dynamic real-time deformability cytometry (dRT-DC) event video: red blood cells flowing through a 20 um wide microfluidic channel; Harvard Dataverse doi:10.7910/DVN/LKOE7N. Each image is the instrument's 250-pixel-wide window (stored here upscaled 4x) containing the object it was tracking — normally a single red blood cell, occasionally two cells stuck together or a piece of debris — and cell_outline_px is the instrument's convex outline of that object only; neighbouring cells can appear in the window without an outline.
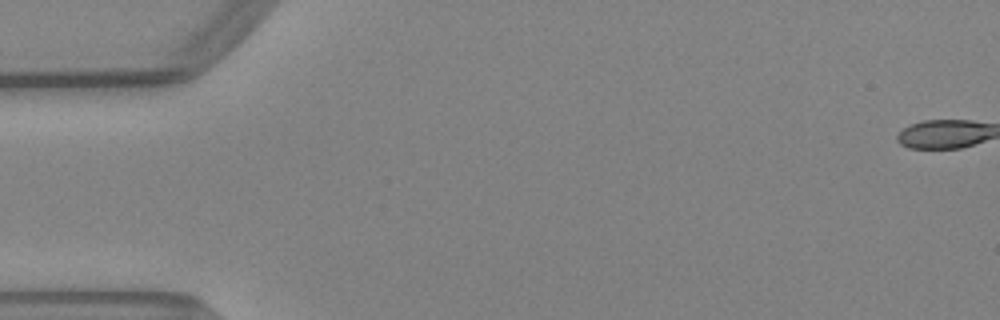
{"species": "Egyptian fruit bat (a non-hibernating species)", "species_latin": "Rousettus aegyptiacus", "temperature_condition": "warm", "stored_images_in_passage": 2, "camera_frame_rate_fps": 3000, "um_per_image_px": 0.085, "animal": {"sex": "female"}, "frame": {"image": 1, "passage_image": 1, "time_ms": 0.0, "image_size_px": [1000, 320], "cell_outline_px": [[264, 280], [240, 268], [220, 256], [188, 224], [188, 220], [204, 224], [216, 228], [252, 252], [260, 264], [264, 272]], "centroid_in_image_um": [19.46, 21.15], "position_along_channel_um": 65.5, "area_um2": 10.52}}